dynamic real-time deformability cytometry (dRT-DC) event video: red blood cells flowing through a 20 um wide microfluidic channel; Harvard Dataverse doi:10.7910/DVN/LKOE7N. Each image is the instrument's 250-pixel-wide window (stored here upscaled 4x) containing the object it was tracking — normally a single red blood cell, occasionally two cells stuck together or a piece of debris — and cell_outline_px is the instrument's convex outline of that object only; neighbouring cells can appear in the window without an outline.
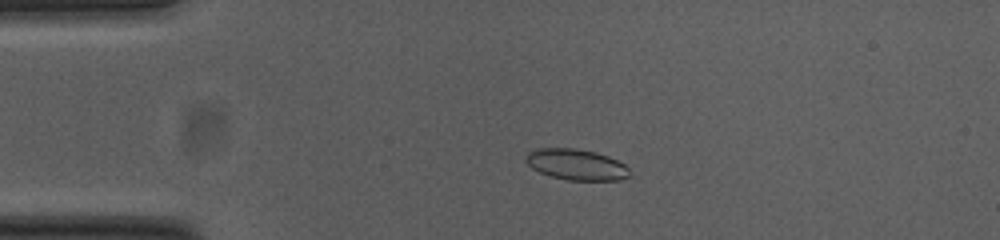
{"species": "common noctule bat (a hibernating species)", "species_latin": "Nyctalus noctula", "temperature_condition": "cold", "stored_images_in_passage": 52, "camera_frame_rate_fps": 3000, "um_per_image_px": 0.085, "animal": {"sex": "female", "body_mass_g": 23.0, "forearm_length_mm": 53.4}, "frame": {"image": 1, "passage_image": 10, "time_ms": 3.0, "image_size_px": [1000, 240], "cell_outline_px": [[632, 172], [628, 176], [620, 180], [568, 180], [552, 176], [540, 172], [532, 168], [524, 160], [524, 156], [528, 152], [536, 148], [572, 148], [596, 152], [608, 156], [624, 164]], "centroid_in_image_um": [48.97, 13.98], "position_along_channel_um": 36.0, "area_um2": 18.73}}
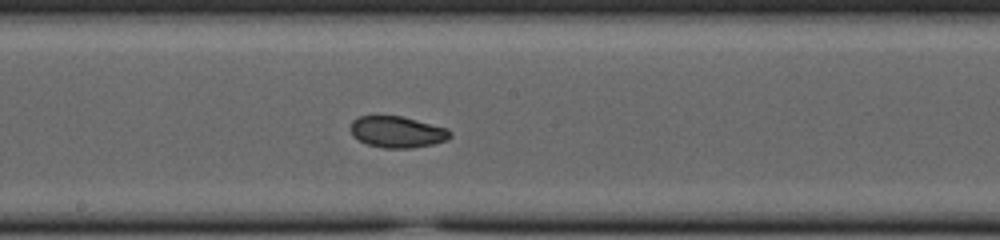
{"frame": {"image": 2, "passage_image": 27, "time_ms": 8.667, "image_size_px": [1000, 240], "cell_outline_px": [[452, 136], [448, 140], [432, 144], [412, 148], [384, 148], [368, 144], [352, 136], [348, 128], [352, 120], [356, 116], [400, 116], [448, 128], [452, 132]], "centroid_in_image_um": [33.75, 11.21], "position_along_channel_um": 214.5, "area_um2": 18.38}}
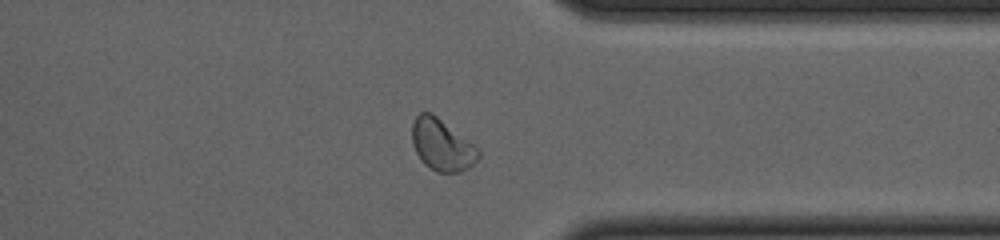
{"frame": {"image": 3, "passage_image": 40, "time_ms": 13.0, "image_size_px": [1000, 240], "cell_outline_px": [[480, 156], [468, 168], [460, 172], [436, 172], [424, 164], [420, 160], [412, 144], [412, 124], [416, 116], [420, 112], [432, 112], [472, 144], [480, 152]], "centroid_in_image_um": [37.52, 12.32], "position_along_channel_um": 373.9, "area_um2": 19.71}, "authors_computed_cell_mechanics": {"area_um2": 19.1318, "velocity_mm_per_s": 3.7828, "shape_relaxation_time_tau1_ms": 3.8123, "shape_relaxation_time_tau2_ms": 2.508, "deformation_change_tau1": 0.0959, "deformation_change_tau2": 0.053}}